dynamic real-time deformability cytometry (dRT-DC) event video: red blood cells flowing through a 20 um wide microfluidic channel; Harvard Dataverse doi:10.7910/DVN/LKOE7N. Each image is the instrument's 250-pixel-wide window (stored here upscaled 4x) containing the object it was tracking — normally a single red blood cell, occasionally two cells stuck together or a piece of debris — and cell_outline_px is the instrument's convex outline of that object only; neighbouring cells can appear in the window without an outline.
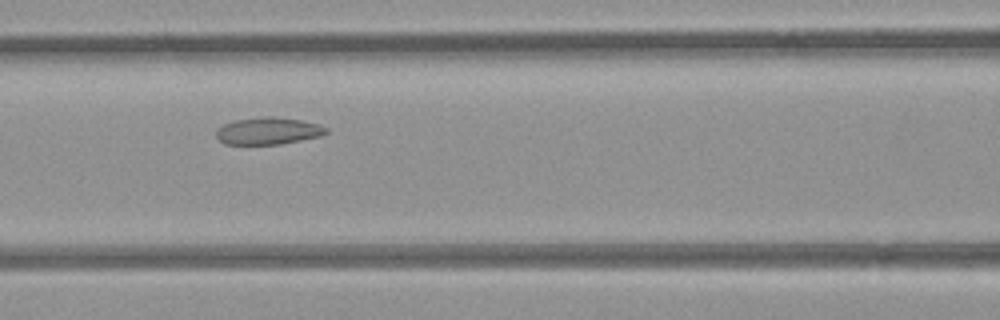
{"species": "common noctule bat (a hibernating species)", "species_latin": "Nyctalus noctula", "temperature_condition": "room temperature", "stored_images_in_passage": 41, "camera_frame_rate_fps": 3000, "um_per_image_px": 0.085, "animal": {"sex": "female", "body_mass_g": 21.9}, "frame": {"image": 1, "passage_image": 10, "time_ms": 3.0, "image_size_px": [1000, 320], "cell_outline_px": [[328, 132], [324, 136], [280, 144], [224, 144], [216, 136], [216, 128], [224, 124], [236, 120], [260, 116], [272, 116], [304, 120], [320, 124], [328, 128]], "centroid_in_image_um": [22.85, 11.12], "position_along_channel_um": 143.8, "area_um2": 17.69}}
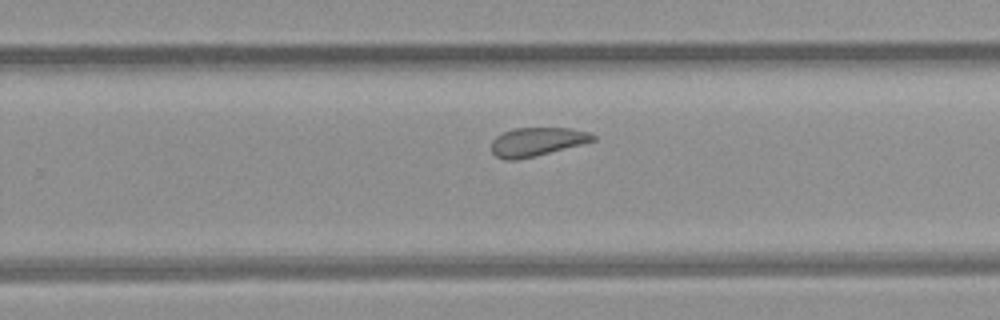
{"frame": {"image": 2, "passage_image": 21, "time_ms": 6.667, "image_size_px": [1000, 320], "cell_outline_px": [[596, 140], [536, 156], [516, 160], [504, 160], [496, 156], [492, 152], [492, 140], [496, 136], [504, 132], [516, 128], [572, 128], [588, 132], [596, 136]], "centroid_in_image_um": [45.63, 12.05], "position_along_channel_um": 284.2, "area_um2": 16.88}}
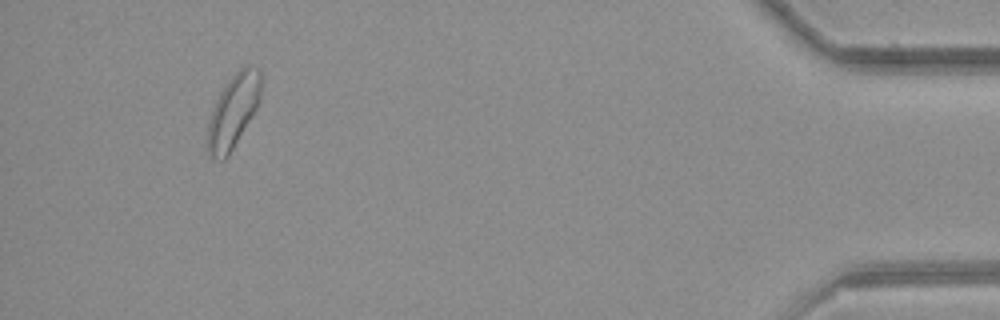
{"frame": {"image": 3, "passage_image": 37, "time_ms": 12.0, "image_size_px": [1000, 320], "cell_outline_px": [[260, 100], [256, 108], [228, 156], [224, 160], [212, 160], [208, 152], [208, 124], [212, 108], [220, 92], [228, 80], [244, 64], [248, 64], [260, 68]], "centroid_in_image_um": [19.82, 9.43], "position_along_channel_um": 415.4, "area_um2": 22.66}, "authors_computed_cell_mechanics": {"area_um2": 18.785, "velocity_mm_per_s": 3.8407, "shape_relaxation_time_tau1_ms": null, "shape_relaxation_time_tau2_ms": 3.5298, "deformation_change_tau1": null, "deformation_change_tau2": 0.0908}}